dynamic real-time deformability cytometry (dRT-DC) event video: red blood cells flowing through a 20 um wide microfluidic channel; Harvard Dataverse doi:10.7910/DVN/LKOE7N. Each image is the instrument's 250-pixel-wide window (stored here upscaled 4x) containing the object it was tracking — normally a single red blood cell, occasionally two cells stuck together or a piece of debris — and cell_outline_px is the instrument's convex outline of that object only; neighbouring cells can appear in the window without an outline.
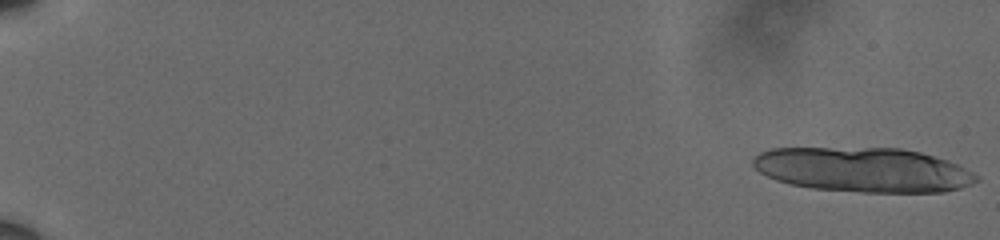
{"species": "human", "species_latin": "Homo sapiens", "temperature_condition": "cold", "stored_images_in_passage": 21, "camera_frame_rate_fps": 3000, "um_per_image_px": 0.085, "donor": {"sex": "male"}, "frame": {"image": 1, "passage_image": 1, "time_ms": 0.0, "image_size_px": [1000, 240], "cell_outline_px": [[980, 180], [960, 188], [944, 192], [860, 192], [812, 188], [792, 184], [776, 180], [760, 172], [752, 164], [752, 160], [760, 152], [768, 148], [900, 148], [920, 152], [948, 160], [980, 176]], "centroid_in_image_um": [73.38, 14.43], "position_along_channel_um": 11.6, "area_um2": 58.03}}